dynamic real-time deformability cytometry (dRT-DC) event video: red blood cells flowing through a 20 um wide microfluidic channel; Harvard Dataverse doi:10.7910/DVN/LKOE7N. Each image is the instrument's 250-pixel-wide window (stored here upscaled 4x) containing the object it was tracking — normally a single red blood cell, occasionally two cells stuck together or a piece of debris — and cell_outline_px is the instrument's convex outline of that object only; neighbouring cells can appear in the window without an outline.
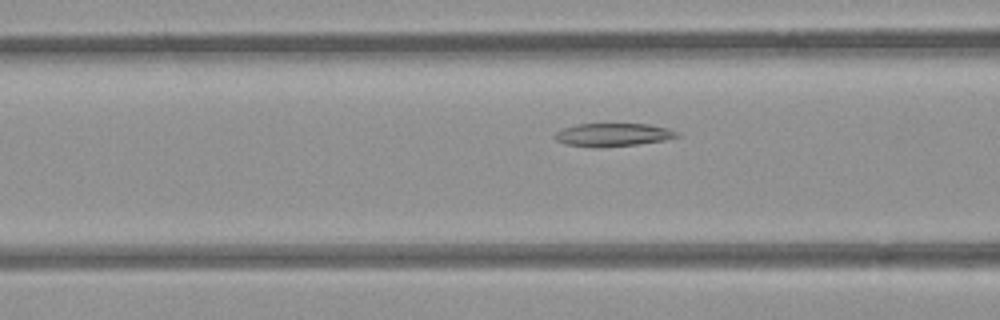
{"species": "common noctule bat (a hibernating species)", "species_latin": "Nyctalus noctula", "temperature_condition": "room temperature", "stored_images_in_passage": 48, "camera_frame_rate_fps": 3000, "um_per_image_px": 0.085, "animal": {"sex": "female", "body_mass_g": 21.9}, "frame": {"image": 1, "passage_image": 15, "time_ms": 4.667, "image_size_px": [1000, 320], "cell_outline_px": [[680, 136], [664, 140], [636, 144], [600, 148], [592, 148], [564, 144], [556, 140], [552, 136], [556, 132], [564, 128], [576, 124], [648, 124], [668, 128], [680, 132]], "centroid_in_image_um": [52.08, 11.46], "position_along_channel_um": 114.5, "area_um2": 16.65}}
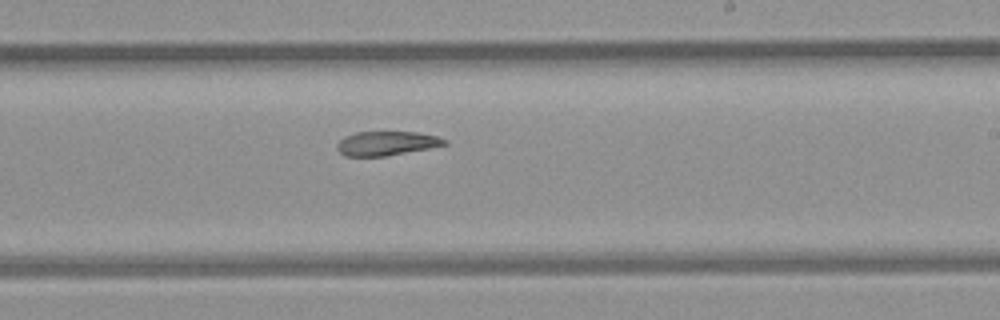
{"frame": {"image": 2, "passage_image": 26, "time_ms": 8.333, "image_size_px": [1000, 320], "cell_outline_px": [[448, 144], [428, 148], [384, 156], [344, 156], [336, 148], [336, 144], [344, 136], [356, 132], [416, 132], [436, 136], [448, 140]], "centroid_in_image_um": [32.83, 12.18], "position_along_channel_um": 256.2, "area_um2": 15.03}}
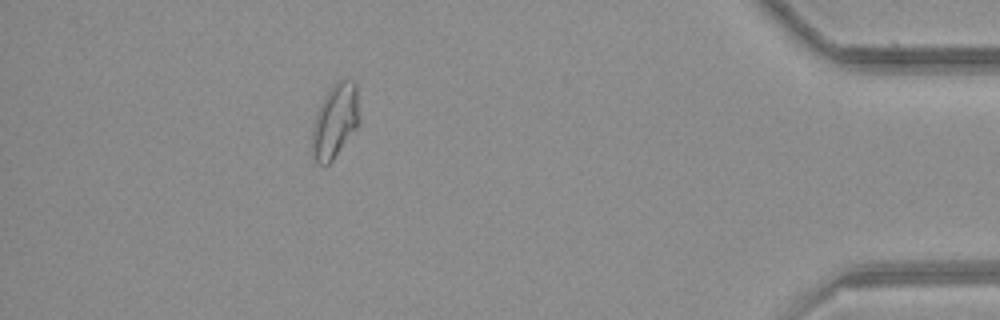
{"frame": {"image": 3, "passage_image": 42, "time_ms": 13.667, "image_size_px": [1000, 320], "cell_outline_px": [[360, 124], [332, 160], [324, 168], [316, 164], [312, 160], [312, 128], [316, 112], [324, 96], [336, 80], [344, 76], [352, 80], [356, 84], [360, 116]], "centroid_in_image_um": [28.48, 10.28], "position_along_channel_um": 406.7, "area_um2": 21.1}, "authors_computed_cell_mechanics": {"area_um2": 17.7735, "velocity_mm_per_s": 3.854, "shape_relaxation_time_tau1_ms": null, "shape_relaxation_time_tau2_ms": 10.044, "deformation_change_tau1": null, "deformation_change_tau2": 0.1658}}